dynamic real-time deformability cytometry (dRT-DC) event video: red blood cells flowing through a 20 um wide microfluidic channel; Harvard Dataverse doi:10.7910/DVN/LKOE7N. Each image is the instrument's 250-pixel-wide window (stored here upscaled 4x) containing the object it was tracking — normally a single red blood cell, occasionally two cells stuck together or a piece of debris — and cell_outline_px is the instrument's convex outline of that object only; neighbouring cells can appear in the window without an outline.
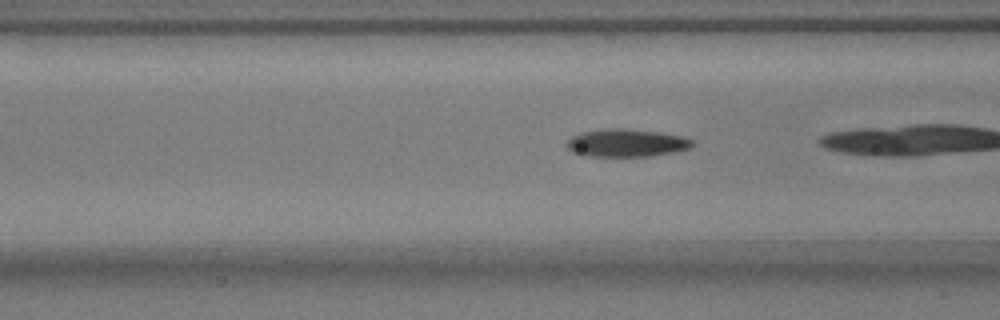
{"species": "common noctule bat (a hibernating species)", "species_latin": "Nyctalus noctula", "temperature_condition": "warm", "stored_images_in_passage": 28, "camera_frame_rate_fps": 3000, "um_per_image_px": 0.085, "animal": {"sex": "male", "body_mass_g": 17.9}, "frame": {"image": 1, "passage_image": 7, "time_ms": 2.0, "image_size_px": [1000, 320], "cell_outline_px": [[696, 144], [688, 148], [672, 152], [648, 156], [592, 156], [572, 152], [564, 144], [572, 136], [580, 132], [608, 128], [620, 128], [656, 132], [680, 136], [692, 140]], "centroid_in_image_um": [53.2, 12.14], "position_along_channel_um": 113.4, "area_um2": 20.06}}